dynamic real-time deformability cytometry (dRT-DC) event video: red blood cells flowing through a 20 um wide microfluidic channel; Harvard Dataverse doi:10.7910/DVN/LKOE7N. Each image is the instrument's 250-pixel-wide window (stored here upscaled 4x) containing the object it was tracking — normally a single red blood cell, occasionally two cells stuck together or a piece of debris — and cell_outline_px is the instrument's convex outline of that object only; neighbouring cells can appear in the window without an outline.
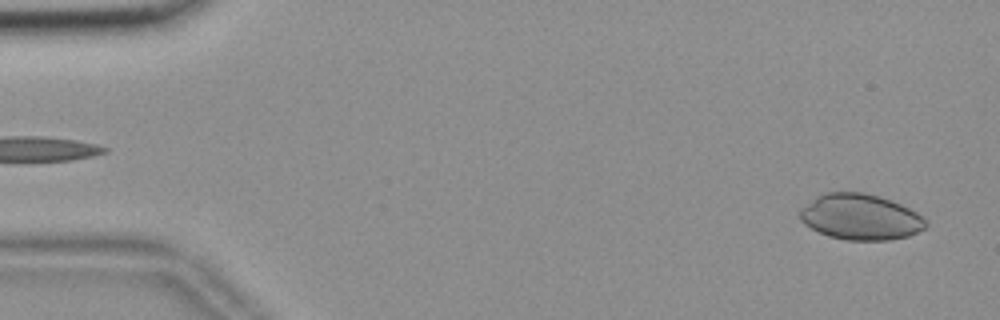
{"species": "common noctule bat (a hibernating species)", "species_latin": "Nyctalus noctula", "temperature_condition": "room temperature", "stored_images_in_passage": 55, "camera_frame_rate_fps": 3000, "um_per_image_px": 0.085, "animal": {"sex": "female", "body_mass_g": 18.4}, "frame": {"image": 1, "passage_image": 2, "time_ms": 0.333, "image_size_px": [1000, 320], "cell_outline_px": [[928, 224], [924, 228], [908, 236], [888, 240], [848, 240], [828, 236], [804, 224], [800, 220], [800, 212], [816, 196], [824, 192], [864, 192], [880, 196], [900, 204], [916, 212]], "centroid_in_image_um": [73.13, 18.44], "position_along_channel_um": 11.9, "area_um2": 33.23}}
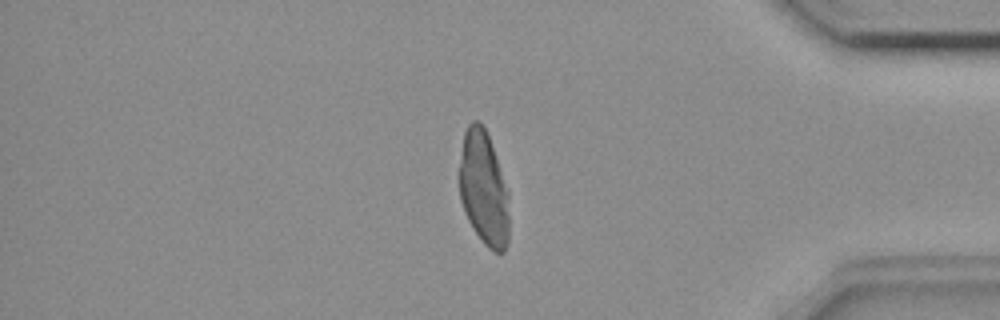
{"frame": {"image": 2, "passage_image": 46, "time_ms": 15.0, "image_size_px": [1000, 320], "cell_outline_px": [[508, 244], [504, 252], [496, 252], [488, 248], [484, 244], [472, 228], [464, 212], [460, 200], [460, 164], [464, 132], [468, 124], [472, 120], [476, 120], [484, 128], [488, 136], [508, 192]], "centroid_in_image_um": [41.1, 16.07], "position_along_channel_um": 394.1, "area_um2": 32.77}}